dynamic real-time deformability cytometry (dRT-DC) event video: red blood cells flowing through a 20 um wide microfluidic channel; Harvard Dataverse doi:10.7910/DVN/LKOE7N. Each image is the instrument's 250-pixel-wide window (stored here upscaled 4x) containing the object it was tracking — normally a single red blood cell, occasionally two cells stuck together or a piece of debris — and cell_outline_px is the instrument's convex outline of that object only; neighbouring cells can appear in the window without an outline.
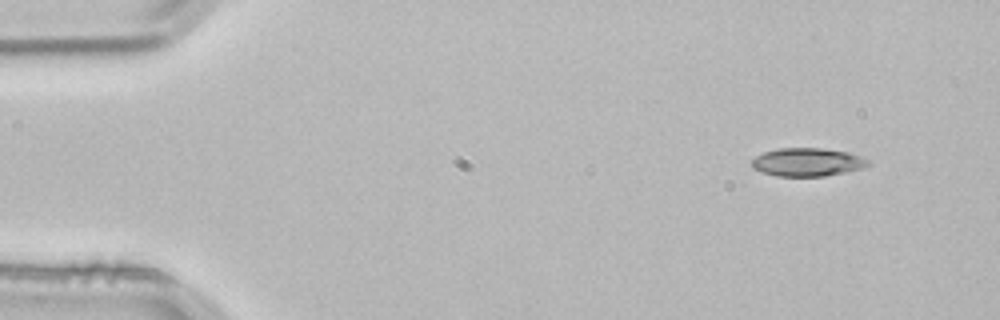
{"species": "common noctule bat (a hibernating species)", "species_latin": "Nyctalus noctula", "temperature_condition": "room temperature", "stored_images_in_passage": 3, "camera_frame_rate_fps": 3000, "um_per_image_px": 0.085, "animal": {"sex": "male", "body_mass_g": 21.5, "forearm_length_mm": 52.0}, "frame": {"image": 1, "passage_image": 1, "time_ms": 0.0, "image_size_px": [1000, 320], "cell_outline_px": [[872, 164], [860, 168], [844, 172], [824, 176], [776, 176], [764, 172], [756, 168], [752, 164], [752, 160], [756, 156], [764, 152], [776, 148], [820, 148], [848, 152], [860, 156], [868, 160]], "centroid_in_image_um": [68.64, 13.77], "position_along_channel_um": 16.4, "area_um2": 18.9}}